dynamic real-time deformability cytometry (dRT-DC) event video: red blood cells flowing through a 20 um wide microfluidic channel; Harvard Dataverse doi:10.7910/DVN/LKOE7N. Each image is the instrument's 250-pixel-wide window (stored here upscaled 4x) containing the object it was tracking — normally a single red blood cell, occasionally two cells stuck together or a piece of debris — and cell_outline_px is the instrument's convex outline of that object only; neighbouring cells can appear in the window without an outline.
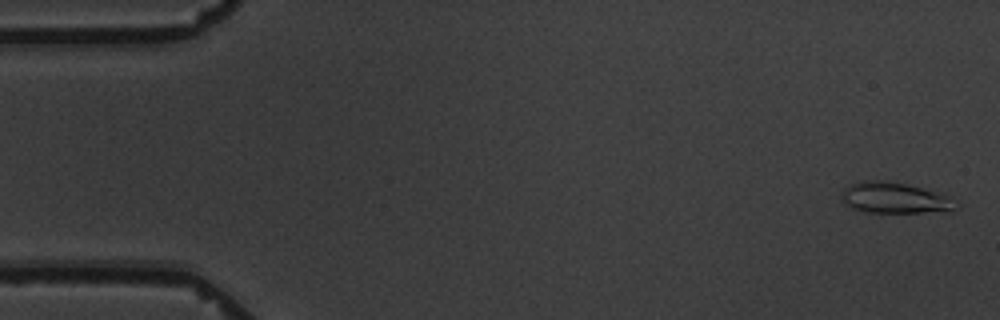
{"species": "common noctule bat (a hibernating species)", "species_latin": "Nyctalus noctula", "temperature_condition": "warm", "stored_images_in_passage": 4, "camera_frame_rate_fps": 3000, "um_per_image_px": 0.085, "animal": {"sex": "male", "body_mass_g": 19.5, "forearm_length_mm": 54.6}, "frame": {"image": 1, "passage_image": 1, "time_ms": 0.0, "image_size_px": [1000, 320], "cell_outline_px": [[960, 204], [952, 212], [868, 212], [852, 208], [844, 204], [840, 196], [840, 192], [844, 188], [852, 184], [864, 180], [888, 180], [944, 192]], "centroid_in_image_um": [76.12, 16.82], "position_along_channel_um": 8.9, "area_um2": 21.27}}
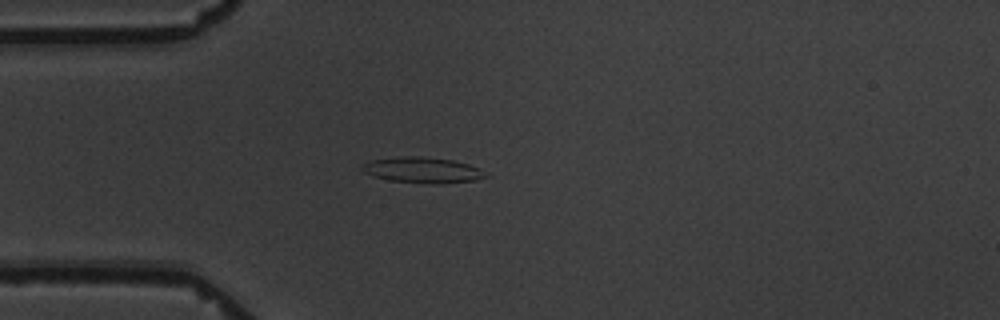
{"frame": {"image": 2, "passage_image": 4, "time_ms": 4.667, "image_size_px": [1000, 320], "cell_outline_px": [[492, 176], [476, 180], [440, 184], [428, 184], [388, 180], [372, 176], [364, 172], [360, 168], [360, 164], [372, 160], [404, 156], [420, 156], [452, 160], [468, 164], [480, 168]], "centroid_in_image_um": [35.94, 14.47], "position_along_channel_um": 49.1, "area_um2": 18.84}}